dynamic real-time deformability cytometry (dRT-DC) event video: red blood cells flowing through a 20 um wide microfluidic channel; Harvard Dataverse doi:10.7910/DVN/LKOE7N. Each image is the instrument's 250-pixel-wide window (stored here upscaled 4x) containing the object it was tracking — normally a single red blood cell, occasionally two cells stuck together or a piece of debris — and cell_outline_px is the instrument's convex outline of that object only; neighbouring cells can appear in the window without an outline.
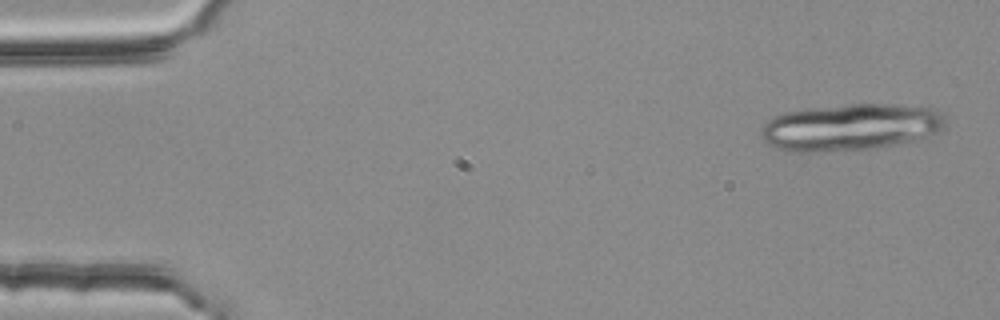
{"species": "common noctule bat (a hibernating species)", "species_latin": "Nyctalus noctula", "temperature_condition": "room temperature", "stored_images_in_passage": 4, "camera_frame_rate_fps": 3000, "um_per_image_px": 0.085, "animal": {"sex": "female", "body_mass_g": 25.1}, "frame": {"image": 1, "passage_image": 1, "time_ms": 0.0, "image_size_px": [1000, 320], "cell_outline_px": [[944, 124], [940, 128], [924, 140], [868, 148], [820, 152], [788, 152], [776, 148], [768, 144], [764, 140], [760, 132], [764, 124], [772, 116], [788, 112], [812, 108], [852, 104], [888, 104], [936, 108], [944, 112]], "centroid_in_image_um": [72.3, 10.81], "position_along_channel_um": 12.7, "area_um2": 50.34}}